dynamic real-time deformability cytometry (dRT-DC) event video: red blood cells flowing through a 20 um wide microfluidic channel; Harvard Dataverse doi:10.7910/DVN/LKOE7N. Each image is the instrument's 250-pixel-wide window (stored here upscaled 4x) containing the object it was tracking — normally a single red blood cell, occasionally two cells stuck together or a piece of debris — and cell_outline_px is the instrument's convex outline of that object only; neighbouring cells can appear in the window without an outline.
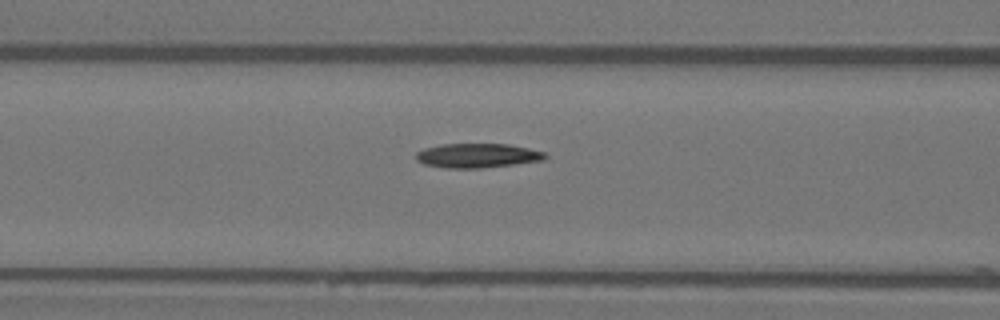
{"species": "Egyptian fruit bat (a non-hibernating species)", "species_latin": "Rousettus aegyptiacus", "temperature_condition": "warm", "stored_images_in_passage": 5, "camera_frame_rate_fps": 3000, "um_per_image_px": 0.085, "animal": {"sex": "female"}, "frame": {"image": 1, "passage_image": 3, "time_ms": 0.667, "image_size_px": [1000, 320], "cell_outline_px": [[548, 156], [544, 160], [480, 168], [444, 168], [424, 164], [416, 160], [416, 152], [424, 148], [440, 144], [508, 144], [528, 148], [544, 152]], "centroid_in_image_um": [40.54, 13.22], "position_along_channel_um": 126.1, "area_um2": 18.26}}